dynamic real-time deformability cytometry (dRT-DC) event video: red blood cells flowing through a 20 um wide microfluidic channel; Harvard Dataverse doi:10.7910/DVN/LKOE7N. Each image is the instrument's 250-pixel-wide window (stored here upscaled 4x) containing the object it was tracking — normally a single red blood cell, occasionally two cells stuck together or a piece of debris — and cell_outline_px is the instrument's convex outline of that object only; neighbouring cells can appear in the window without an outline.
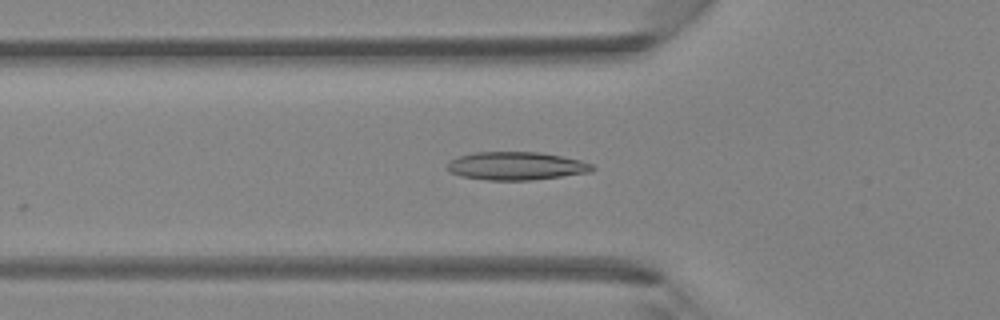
{"species": "Egyptian fruit bat (a non-hibernating species)", "species_latin": "Rousettus aegyptiacus", "temperature_condition": "room temperature", "stored_images_in_passage": 30, "camera_frame_rate_fps": 3000, "um_per_image_px": 0.085, "animal": {"sex": "female"}, "frame": {"image": 1, "passage_image": 9, "time_ms": 2.667, "image_size_px": [1000, 320], "cell_outline_px": [[596, 168], [592, 172], [532, 180], [488, 180], [460, 176], [452, 172], [448, 168], [448, 164], [452, 160], [460, 156], [476, 152], [540, 152], [580, 160], [592, 164]], "centroid_in_image_um": [43.93, 14.11], "position_along_channel_um": 81.9, "area_um2": 23.58}}
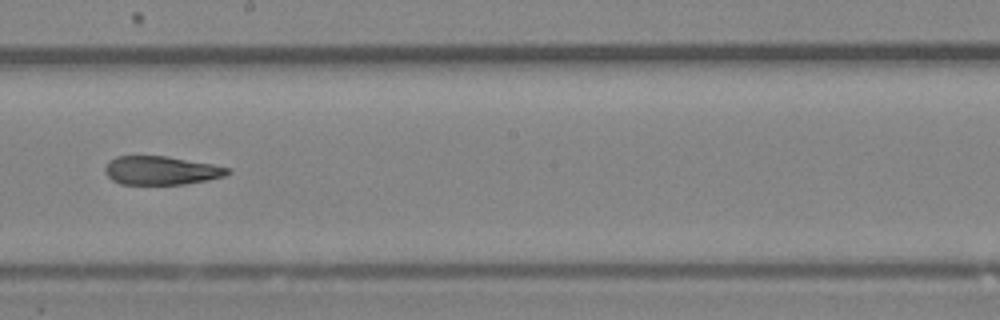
{"frame": {"image": 2, "passage_image": 19, "time_ms": 6.0, "image_size_px": [1000, 320], "cell_outline_px": [[228, 172], [224, 176], [208, 180], [184, 184], [120, 184], [112, 180], [104, 172], [104, 168], [108, 160], [116, 156], [168, 156], [212, 164], [228, 168]], "centroid_in_image_um": [13.64, 14.48], "position_along_channel_um": 234.6, "area_um2": 20.4}}
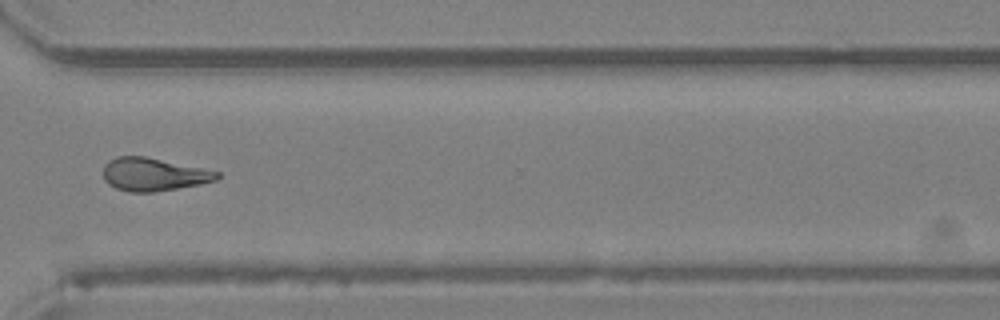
{"frame": {"image": 3, "passage_image": 27, "time_ms": 8.667, "image_size_px": [1000, 320], "cell_outline_px": [[220, 176], [216, 180], [200, 184], [152, 192], [128, 192], [116, 188], [108, 184], [104, 180], [104, 164], [108, 160], [116, 156], [144, 156], [220, 172]], "centroid_in_image_um": [13.01, 14.82], "position_along_channel_um": 357.6, "area_um2": 21.73}}